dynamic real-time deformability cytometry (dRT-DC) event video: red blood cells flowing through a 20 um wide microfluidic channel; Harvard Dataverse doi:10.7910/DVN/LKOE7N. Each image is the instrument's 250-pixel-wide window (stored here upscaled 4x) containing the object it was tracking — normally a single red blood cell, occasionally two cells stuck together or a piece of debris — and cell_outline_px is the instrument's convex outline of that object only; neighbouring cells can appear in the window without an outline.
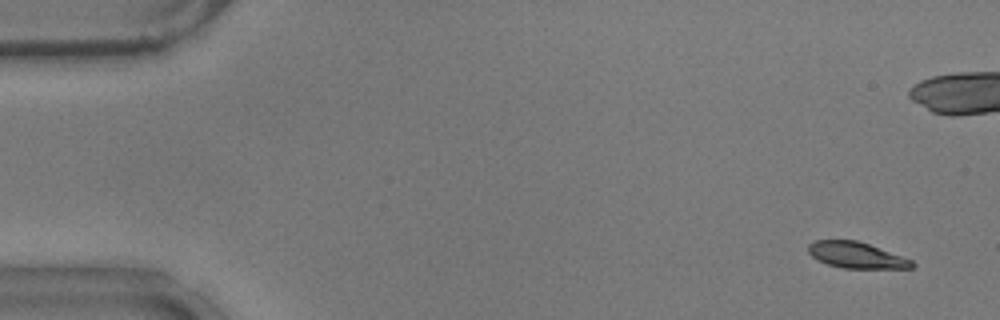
{"species": "common noctule bat (a hibernating species)", "species_latin": "Nyctalus noctula", "temperature_condition": "warm", "stored_images_in_passage": 56, "camera_frame_rate_fps": 3000, "um_per_image_px": 0.085, "animal": {"sex": "male", "body_mass_g": 17.9}, "frame": {"image": 1, "passage_image": 4, "time_ms": 1.0, "image_size_px": [1000, 320], "cell_outline_px": [[916, 264], [912, 268], [844, 268], [828, 264], [812, 256], [808, 252], [808, 244], [816, 240], [856, 240], [868, 244], [912, 260]], "centroid_in_image_um": [72.79, 21.68], "position_along_channel_um": 12.2, "area_um2": 15.49}}
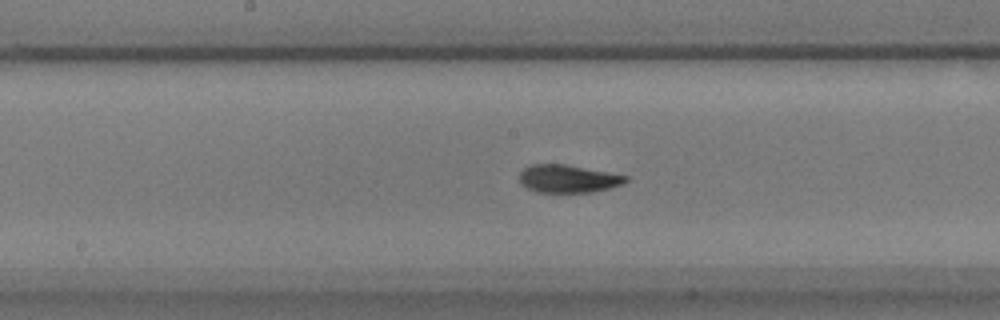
{"frame": {"image": 2, "passage_image": 29, "time_ms": 9.333, "image_size_px": [1000, 320], "cell_outline_px": [[628, 180], [624, 184], [592, 192], [536, 192], [520, 184], [520, 172], [524, 168], [532, 164], [564, 164], [628, 176]], "centroid_in_image_um": [48.27, 15.19], "position_along_channel_um": 199.9, "area_um2": 17.11}}
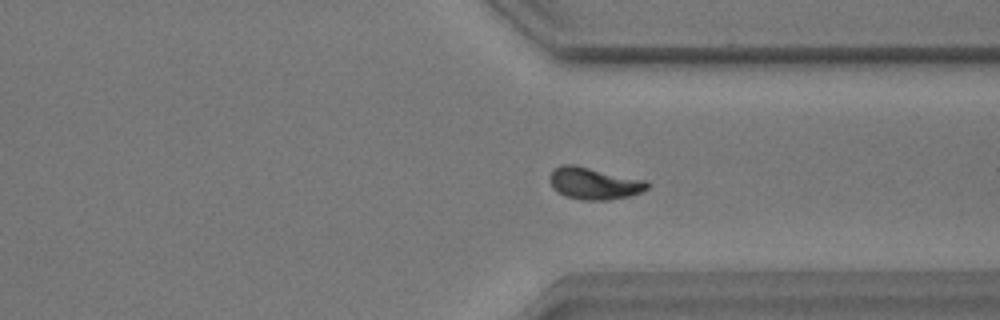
{"frame": {"image": 3, "passage_image": 42, "time_ms": 13.667, "image_size_px": [1000, 320], "cell_outline_px": [[648, 188], [640, 192], [628, 196], [608, 200], [584, 200], [564, 196], [552, 188], [548, 180], [548, 176], [556, 168], [564, 164], [576, 164], [644, 180], [648, 184]], "centroid_in_image_um": [50.43, 15.58], "position_along_channel_um": 361.0, "area_um2": 18.15}, "authors_computed_cell_mechanics": {"area_um2": 17.1666, "velocity_mm_per_s": 3.7219, "shape_relaxation_time_tau1_ms": 2.6093, "shape_relaxation_time_tau2_ms": 1.2976, "deformation_change_tau1": 0.1362, "deformation_change_tau2": 0.047}}